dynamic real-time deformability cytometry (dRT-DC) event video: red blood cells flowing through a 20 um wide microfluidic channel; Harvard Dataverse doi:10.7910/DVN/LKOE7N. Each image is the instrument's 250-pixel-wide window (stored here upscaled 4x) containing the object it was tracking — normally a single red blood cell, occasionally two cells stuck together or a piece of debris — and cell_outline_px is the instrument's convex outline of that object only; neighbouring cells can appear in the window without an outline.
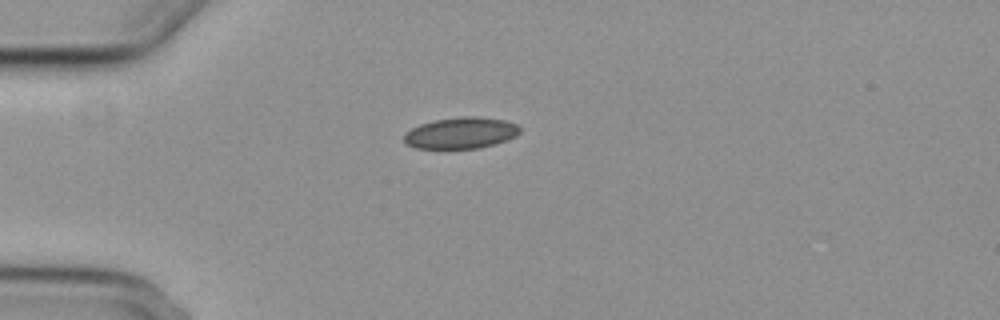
{"species": "common noctule bat (a hibernating species)", "species_latin": "Nyctalus noctula", "temperature_condition": "cold", "stored_images_in_passage": 42, "camera_frame_rate_fps": 3000, "um_per_image_px": 0.085, "animal": {"sex": "female", "body_mass_g": 29.2, "forearm_length_mm": 56.3}, "frame": {"image": 1, "passage_image": 1, "time_ms": 0.0, "image_size_px": [1000, 320], "cell_outline_px": [[520, 132], [516, 136], [496, 144], [480, 148], [416, 148], [404, 144], [404, 136], [412, 128], [420, 124], [436, 120], [460, 116], [476, 116], [504, 120], [516, 124], [520, 128]], "centroid_in_image_um": [39.19, 11.3], "position_along_channel_um": 45.8, "area_um2": 21.1}}
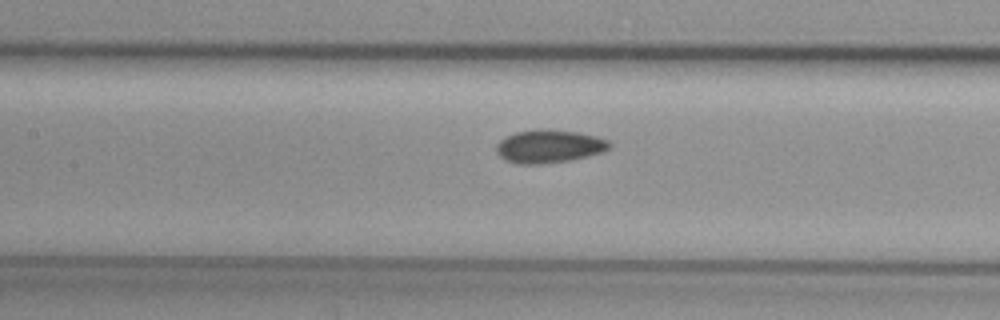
{"frame": {"image": 2, "passage_image": 12, "time_ms": 3.667, "image_size_px": [1000, 320], "cell_outline_px": [[612, 144], [604, 152], [572, 160], [536, 164], [520, 164], [508, 160], [500, 156], [496, 152], [496, 144], [500, 140], [516, 132], [536, 128], [540, 128], [576, 132], [596, 136], [608, 140]], "centroid_in_image_um": [46.69, 12.43], "position_along_channel_um": 160.7, "area_um2": 21.79}}
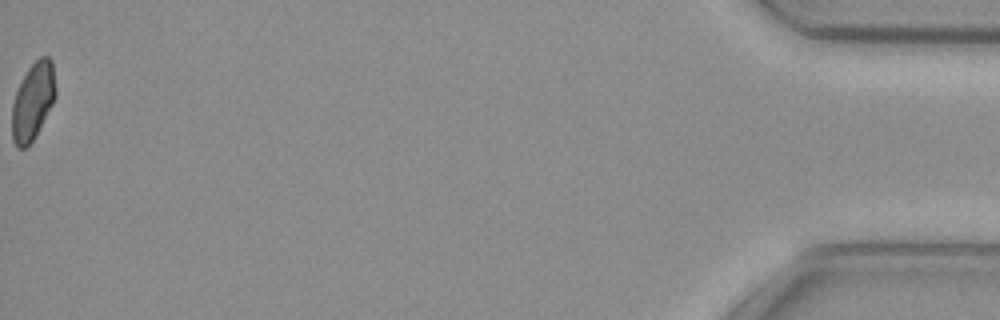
{"frame": {"image": 3, "passage_image": 42, "time_ms": 13.667, "image_size_px": [1000, 320], "cell_outline_px": [[56, 96], [52, 104], [32, 140], [24, 148], [16, 148], [12, 140], [12, 104], [16, 92], [28, 68], [40, 56], [48, 56], [52, 60], [56, 88]], "centroid_in_image_um": [2.79, 8.58], "position_along_channel_um": 432.4, "area_um2": 19.36}, "authors_computed_cell_mechanics": {"area_um2": 20.8658, "velocity_mm_per_s": 3.7324, "shape_relaxation_time_tau1_ms": null, "shape_relaxation_time_tau2_ms": 7.2723, "deformation_change_tau1": null, "deformation_change_tau2": 0.0896}}